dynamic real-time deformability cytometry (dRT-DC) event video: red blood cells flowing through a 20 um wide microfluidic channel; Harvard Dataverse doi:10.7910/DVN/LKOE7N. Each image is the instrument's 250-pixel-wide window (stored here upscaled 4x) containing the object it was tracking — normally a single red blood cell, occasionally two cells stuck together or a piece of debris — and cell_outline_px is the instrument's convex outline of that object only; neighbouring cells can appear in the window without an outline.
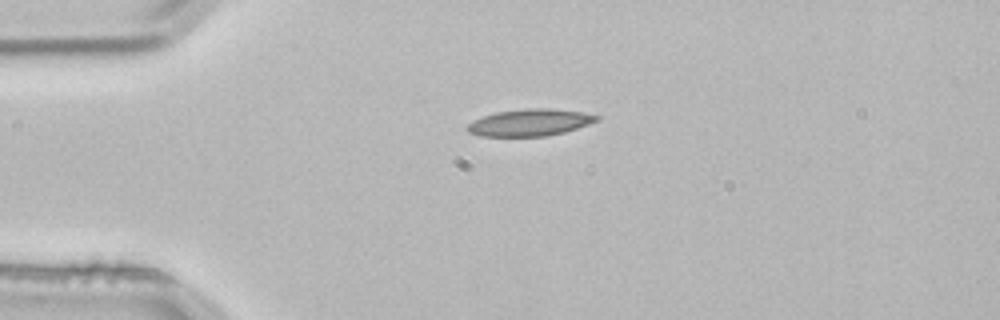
{"species": "common noctule bat (a hibernating species)", "species_latin": "Nyctalus noctula", "temperature_condition": "room temperature", "stored_images_in_passage": 2, "camera_frame_rate_fps": 3000, "um_per_image_px": 0.085, "animal": {"sex": "male", "body_mass_g": 21.5, "forearm_length_mm": 52.0}, "frame": {"image": 1, "passage_image": 1, "time_ms": 0.0, "image_size_px": [1000, 320], "cell_outline_px": [[600, 120], [564, 132], [548, 136], [480, 136], [468, 132], [464, 128], [468, 124], [484, 116], [496, 112], [528, 108], [552, 108], [584, 112], [600, 116]], "centroid_in_image_um": [45.06, 10.41], "position_along_channel_um": 39.9, "area_um2": 20.29}}